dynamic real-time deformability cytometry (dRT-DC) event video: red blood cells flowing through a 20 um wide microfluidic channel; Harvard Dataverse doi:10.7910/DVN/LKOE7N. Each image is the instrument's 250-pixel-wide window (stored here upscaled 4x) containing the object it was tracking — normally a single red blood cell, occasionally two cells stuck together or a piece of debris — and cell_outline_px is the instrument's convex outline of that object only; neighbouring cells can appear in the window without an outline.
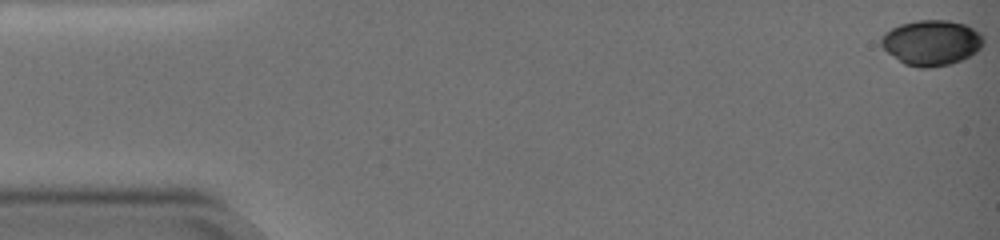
{"species": "common noctule bat (a hibernating species)", "species_latin": "Nyctalus noctula", "temperature_condition": "warm", "stored_images_in_passage": 14, "camera_frame_rate_fps": 3000, "um_per_image_px": 0.085, "animal": {"sex": "female", "body_mass_g": 19.0, "forearm_length_mm": 51.5}, "frame": {"image": 1, "passage_image": 1, "time_ms": 0.0, "image_size_px": [1000, 240], "cell_outline_px": [[980, 48], [976, 52], [960, 60], [948, 64], [924, 68], [920, 68], [904, 64], [888, 52], [884, 48], [884, 36], [892, 28], [904, 24], [924, 20], [944, 20], [964, 24], [972, 28], [980, 36]], "centroid_in_image_um": [79.18, 3.64], "position_along_channel_um": 5.8, "area_um2": 25.78}}